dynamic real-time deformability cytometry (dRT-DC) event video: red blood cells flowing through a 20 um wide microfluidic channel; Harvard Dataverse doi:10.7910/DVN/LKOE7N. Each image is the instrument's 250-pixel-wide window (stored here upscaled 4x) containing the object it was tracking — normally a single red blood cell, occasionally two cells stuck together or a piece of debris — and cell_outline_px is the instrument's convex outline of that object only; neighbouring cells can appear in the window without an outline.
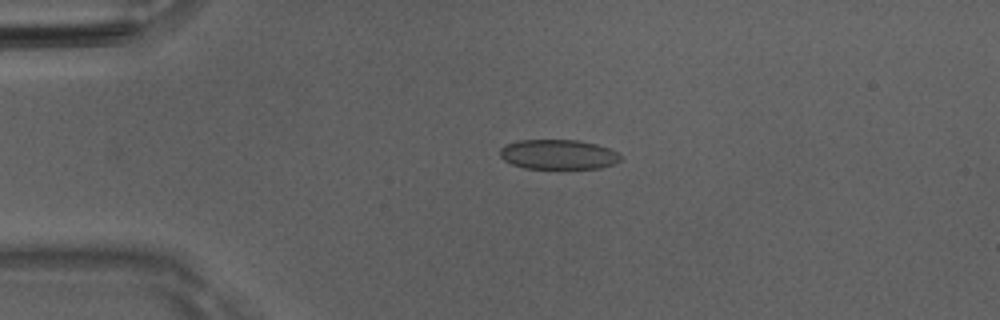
{"species": "Egyptian fruit bat (a non-hibernating species)", "species_latin": "Rousettus aegyptiacus", "temperature_condition": "room temperature", "stored_images_in_passage": 50, "camera_frame_rate_fps": 3000, "um_per_image_px": 0.085, "animal": {"sex": "male"}, "frame": {"image": 1, "passage_image": 11, "time_ms": 3.333, "image_size_px": [1000, 320], "cell_outline_px": [[620, 160], [616, 164], [600, 168], [524, 168], [512, 164], [504, 160], [500, 156], [500, 148], [508, 144], [520, 140], [580, 140], [596, 144], [620, 152]], "centroid_in_image_um": [47.49, 13.13], "position_along_channel_um": 37.5, "area_um2": 20.92}}
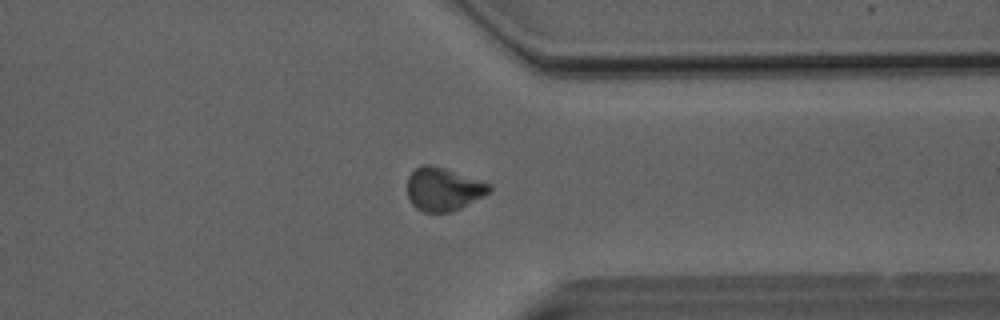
{"frame": {"image": 2, "passage_image": 39, "time_ms": 12.667, "image_size_px": [1000, 320], "cell_outline_px": [[492, 192], [452, 212], [424, 212], [416, 208], [408, 200], [408, 176], [420, 164], [428, 164], [444, 168], [492, 184]], "centroid_in_image_um": [37.69, 16.08], "position_along_channel_um": 373.7, "area_um2": 20.75}}
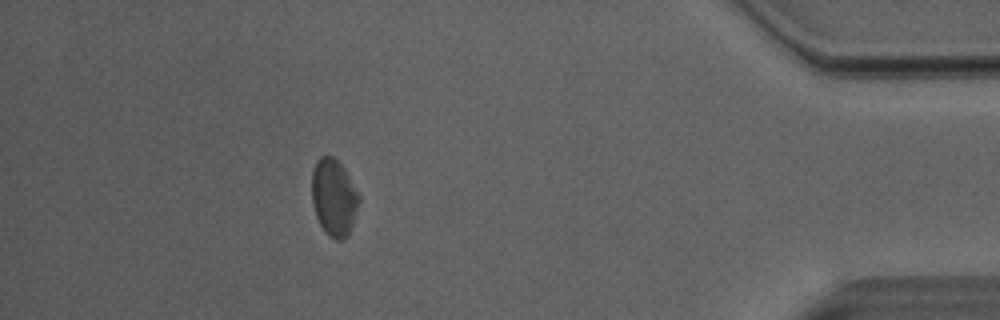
{"frame": {"image": 3, "passage_image": 45, "time_ms": 14.667, "image_size_px": [1000, 320], "cell_outline_px": [[360, 200], [348, 236], [344, 240], [336, 240], [328, 236], [320, 224], [316, 216], [312, 204], [312, 172], [316, 160], [320, 156], [332, 156], [344, 168], [360, 196]], "centroid_in_image_um": [28.37, 16.8], "position_along_channel_um": 406.8, "area_um2": 21.15}, "authors_computed_cell_mechanics": {"area_um2": 21.3571, "velocity_mm_per_s": 4.0288, "shape_relaxation_time_tau1_ms": null, "shape_relaxation_time_tau2_ms": 5.2322, "deformation_change_tau1": null, "deformation_change_tau2": 0.088}}